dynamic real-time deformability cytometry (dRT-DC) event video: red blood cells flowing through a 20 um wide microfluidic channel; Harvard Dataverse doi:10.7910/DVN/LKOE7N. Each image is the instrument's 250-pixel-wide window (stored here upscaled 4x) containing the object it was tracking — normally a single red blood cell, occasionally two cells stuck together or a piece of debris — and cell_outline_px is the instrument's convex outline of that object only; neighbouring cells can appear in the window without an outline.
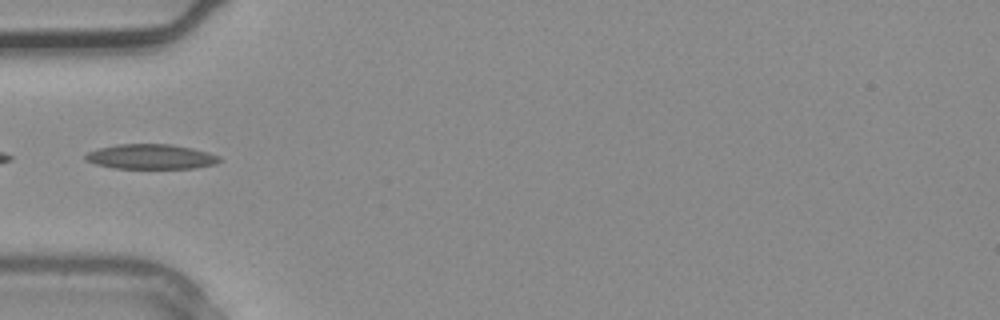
{"species": "common noctule bat (a hibernating species)", "species_latin": "Nyctalus noctula", "temperature_condition": "warm", "stored_images_in_passage": 2, "camera_frame_rate_fps": 3000, "um_per_image_px": 0.085, "animal": {"sex": "male", "body_mass_g": 20.4}, "frame": {"image": 1, "passage_image": 2, "time_ms": 0.333, "image_size_px": [1000, 320], "cell_outline_px": [[224, 160], [216, 164], [192, 168], [112, 168], [96, 164], [84, 160], [84, 156], [88, 152], [96, 148], [116, 144], [172, 144], [192, 148], [208, 152], [220, 156]], "centroid_in_image_um": [12.82, 13.31], "position_along_channel_um": 72.2, "area_um2": 19.65}}